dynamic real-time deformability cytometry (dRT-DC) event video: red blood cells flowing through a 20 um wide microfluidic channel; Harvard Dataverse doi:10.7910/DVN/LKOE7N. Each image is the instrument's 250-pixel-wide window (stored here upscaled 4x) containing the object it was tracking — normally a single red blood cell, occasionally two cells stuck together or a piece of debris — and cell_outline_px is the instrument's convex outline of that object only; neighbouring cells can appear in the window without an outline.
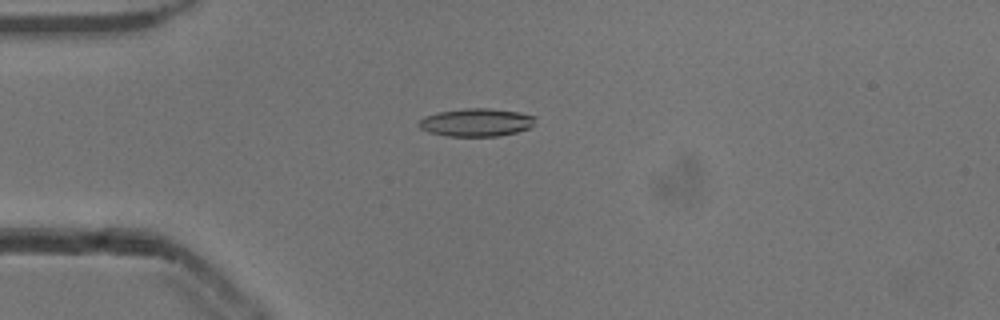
{"species": "common noctule bat (a hibernating species)", "species_latin": "Nyctalus noctula", "temperature_condition": "cold", "stored_images_in_passage": 40, "camera_frame_rate_fps": 3000, "um_per_image_px": 0.085, "animal": {"sex": "male", "body_mass_g": 13.3}, "frame": {"image": 1, "passage_image": 1, "time_ms": 0.0, "image_size_px": [1000, 320], "cell_outline_px": [[536, 124], [528, 128], [516, 132], [500, 136], [448, 136], [428, 132], [420, 128], [416, 124], [424, 116], [440, 112], [464, 108], [488, 108], [516, 112], [536, 116]], "centroid_in_image_um": [40.48, 10.41], "position_along_channel_um": 44.5, "area_um2": 19.02}}
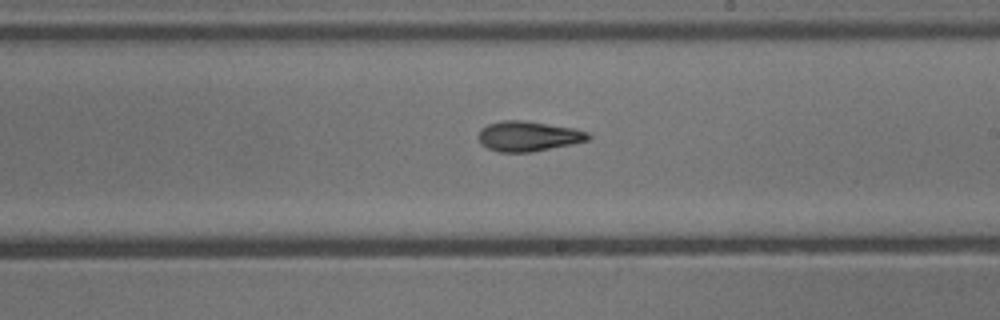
{"frame": {"image": 2, "passage_image": 18, "time_ms": 5.667, "image_size_px": [1000, 320], "cell_outline_px": [[592, 136], [588, 140], [572, 144], [532, 152], [500, 152], [488, 148], [480, 144], [480, 128], [488, 124], [504, 120], [524, 120], [576, 128], [588, 132]], "centroid_in_image_um": [44.94, 11.57], "position_along_channel_um": 244.1, "area_um2": 19.31}}
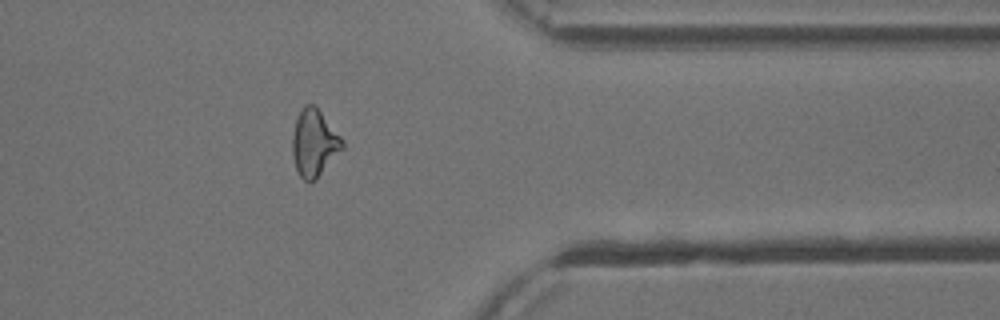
{"frame": {"image": 3, "passage_image": 30, "time_ms": 9.667, "image_size_px": [1000, 320], "cell_outline_px": [[344, 148], [316, 180], [308, 184], [300, 176], [296, 168], [292, 152], [292, 136], [296, 120], [304, 104], [316, 104], [344, 140]], "centroid_in_image_um": [26.73, 12.16], "position_along_channel_um": 384.7, "area_um2": 19.83}, "authors_computed_cell_mechanics": {"area_um2": 18.9873, "velocity_mm_per_s": 3.8701, "shape_relaxation_time_tau1_ms": 8.0418, "shape_relaxation_time_tau2_ms": 3.4182, "deformation_change_tau1": 0.2187, "deformation_change_tau2": 0.1164}}